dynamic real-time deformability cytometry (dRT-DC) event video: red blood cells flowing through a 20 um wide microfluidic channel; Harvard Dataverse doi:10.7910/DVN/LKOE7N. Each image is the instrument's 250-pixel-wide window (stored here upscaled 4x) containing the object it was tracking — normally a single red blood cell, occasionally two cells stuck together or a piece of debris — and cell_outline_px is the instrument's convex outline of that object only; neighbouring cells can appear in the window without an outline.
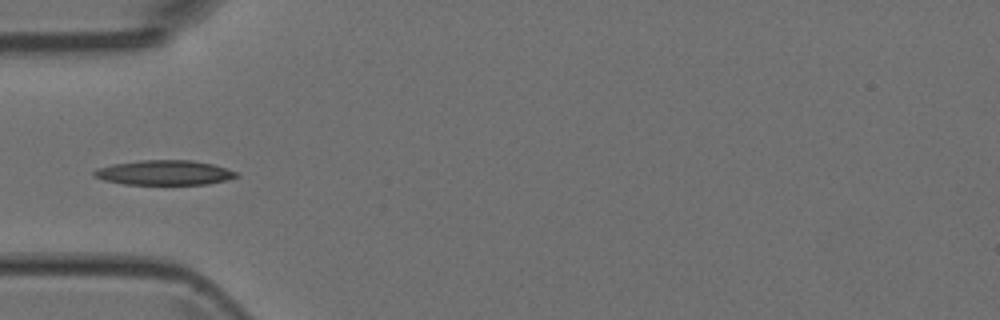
{"species": "Egyptian fruit bat (a non-hibernating species)", "species_latin": "Rousettus aegyptiacus", "temperature_condition": "room temperature", "stored_images_in_passage": 1, "camera_frame_rate_fps": 3000, "um_per_image_px": 0.085, "animal": {"sex": "female"}, "frame": {"image": 1, "passage_image": 1, "time_ms": 0.0, "image_size_px": [1000, 320], "cell_outline_px": [[240, 176], [228, 180], [208, 184], [124, 184], [104, 180], [92, 176], [92, 172], [96, 168], [112, 164], [140, 160], [192, 160], [212, 164], [236, 172]], "centroid_in_image_um": [13.94, 14.67], "position_along_channel_um": 71.1, "area_um2": 20.58}}